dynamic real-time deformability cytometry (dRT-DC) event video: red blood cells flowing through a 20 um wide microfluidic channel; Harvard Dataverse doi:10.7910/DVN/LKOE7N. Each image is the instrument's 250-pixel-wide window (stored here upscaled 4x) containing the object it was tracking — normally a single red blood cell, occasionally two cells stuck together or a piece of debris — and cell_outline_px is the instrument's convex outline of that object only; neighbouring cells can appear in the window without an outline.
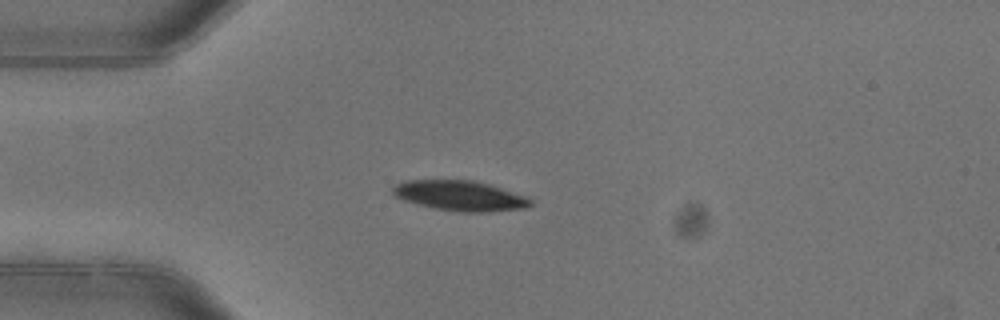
{"species": "common noctule bat (a hibernating species)", "species_latin": "Nyctalus noctula", "temperature_condition": "warm", "stored_images_in_passage": 3, "camera_frame_rate_fps": 3000, "um_per_image_px": 0.085, "animal": {"sex": "female"}, "frame": {"image": 1, "passage_image": 3, "time_ms": 0.667, "image_size_px": [1000, 320], "cell_outline_px": [[532, 204], [524, 208], [488, 212], [464, 212], [432, 208], [416, 204], [404, 200], [396, 196], [392, 192], [392, 188], [396, 184], [404, 180], [476, 180], [528, 196], [532, 200]], "centroid_in_image_um": [39.11, 16.63], "position_along_channel_um": 45.9, "area_um2": 24.33}}